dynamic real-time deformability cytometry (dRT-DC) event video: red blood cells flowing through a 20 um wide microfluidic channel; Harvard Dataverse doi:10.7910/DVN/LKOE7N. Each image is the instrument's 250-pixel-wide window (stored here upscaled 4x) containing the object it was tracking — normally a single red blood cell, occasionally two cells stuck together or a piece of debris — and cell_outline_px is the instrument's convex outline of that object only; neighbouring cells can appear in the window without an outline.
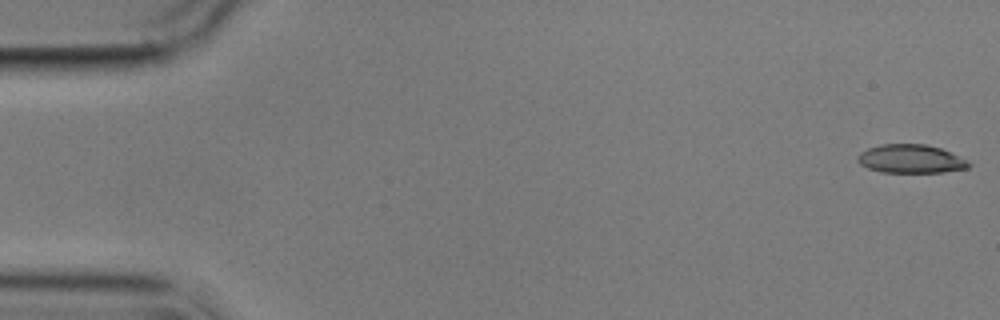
{"species": "common noctule bat (a hibernating species)", "species_latin": "Nyctalus noctula", "temperature_condition": "cold", "stored_images_in_passage": 6, "camera_frame_rate_fps": 3000, "um_per_image_px": 0.085, "animal": {"sex": "male", "body_mass_g": 17.9}, "frame": {"image": 1, "passage_image": 1, "time_ms": 0.0, "image_size_px": [1000, 320], "cell_outline_px": [[972, 164], [968, 168], [944, 172], [880, 172], [868, 168], [860, 164], [856, 160], [856, 156], [860, 152], [868, 148], [880, 144], [924, 144], [940, 148]], "centroid_in_image_um": [77.34, 13.51], "position_along_channel_um": 7.7, "area_um2": 18.32}}
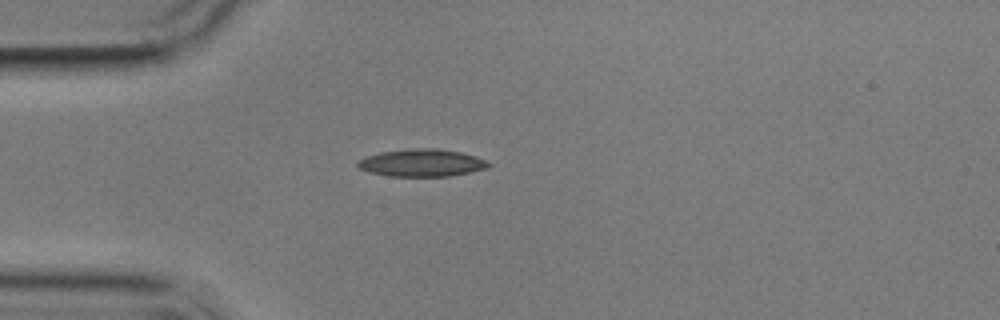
{"frame": {"image": 2, "passage_image": 5, "time_ms": 4.667, "image_size_px": [1000, 320], "cell_outline_px": [[492, 164], [488, 168], [472, 172], [452, 176], [388, 176], [368, 172], [356, 168], [356, 160], [364, 156], [380, 152], [408, 148], [436, 148], [460, 152], [476, 156]], "centroid_in_image_um": [35.8, 13.84], "position_along_channel_um": 49.2, "area_um2": 21.33}}